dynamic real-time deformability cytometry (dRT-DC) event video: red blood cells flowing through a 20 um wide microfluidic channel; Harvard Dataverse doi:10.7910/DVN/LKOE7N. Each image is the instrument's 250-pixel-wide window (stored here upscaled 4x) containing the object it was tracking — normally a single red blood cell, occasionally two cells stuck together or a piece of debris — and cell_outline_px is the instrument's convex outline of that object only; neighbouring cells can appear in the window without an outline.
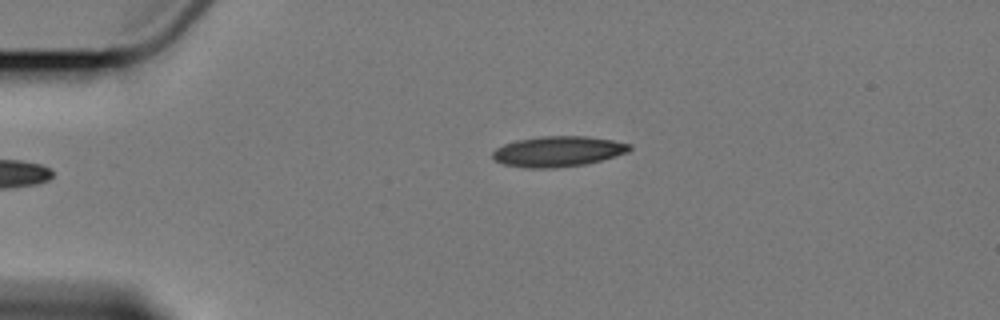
{"species": "Egyptian fruit bat (a non-hibernating species)", "species_latin": "Rousettus aegyptiacus", "temperature_condition": "cold", "stored_images_in_passage": 3, "camera_frame_rate_fps": 3000, "um_per_image_px": 0.085, "animal": {"sex": "female"}, "frame": {"image": 1, "passage_image": 3, "time_ms": 2.333, "image_size_px": [1000, 320], "cell_outline_px": [[632, 148], [628, 152], [600, 160], [584, 164], [552, 168], [524, 168], [504, 164], [492, 160], [492, 152], [496, 148], [504, 144], [516, 140], [544, 136], [584, 136], [612, 140], [632, 144]], "centroid_in_image_um": [47.39, 12.87], "position_along_channel_um": 37.6, "area_um2": 24.28}}